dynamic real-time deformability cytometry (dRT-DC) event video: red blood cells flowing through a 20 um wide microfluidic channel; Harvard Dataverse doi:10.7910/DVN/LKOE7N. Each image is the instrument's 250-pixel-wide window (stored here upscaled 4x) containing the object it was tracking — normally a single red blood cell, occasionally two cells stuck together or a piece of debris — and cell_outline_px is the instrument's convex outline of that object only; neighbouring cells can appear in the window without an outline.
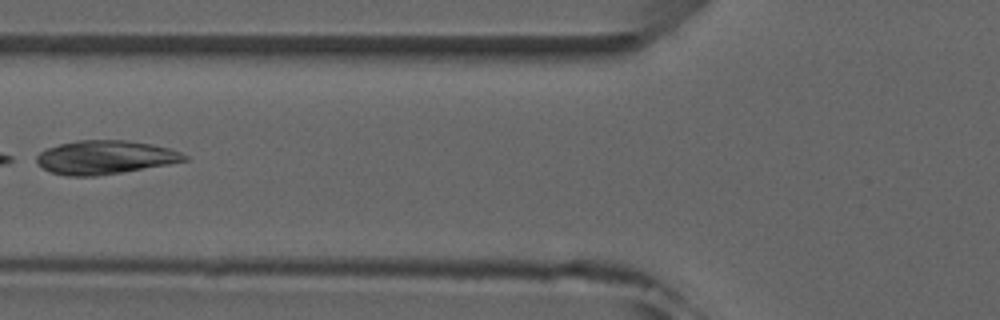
{"species": "common noctule bat (a hibernating species)", "species_latin": "Nyctalus noctula", "temperature_condition": "room temperature", "stored_images_in_passage": 5, "camera_frame_rate_fps": 3000, "um_per_image_px": 0.085, "animal": {"sex": "male", "forearm_length_mm": 52.5}, "frame": {"image": 1, "passage_image": 4, "time_ms": 4.333, "image_size_px": [1000, 320], "cell_outline_px": [[188, 160], [168, 164], [96, 176], [68, 176], [52, 172], [36, 164], [36, 156], [40, 152], [48, 148], [60, 144], [80, 140], [124, 140], [152, 144], [168, 148], [180, 152], [188, 156]], "centroid_in_image_um": [8.92, 13.37], "position_along_channel_um": 116.9, "area_um2": 28.67}}
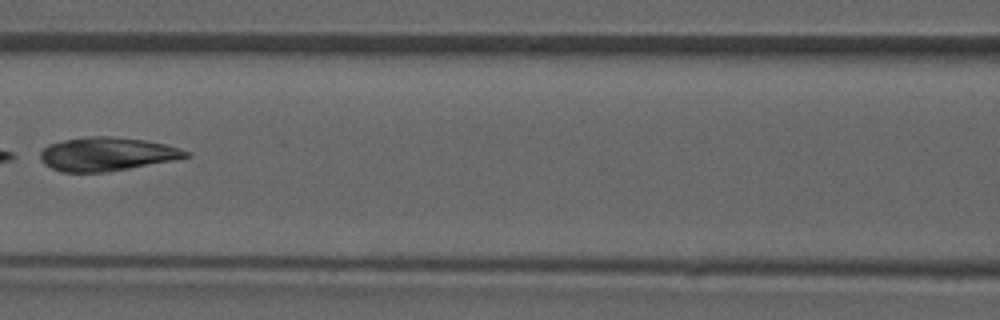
{"frame": {"image": 2, "passage_image": 5, "time_ms": 5.333, "image_size_px": [1000, 320], "cell_outline_px": [[192, 156], [176, 160], [104, 172], [64, 172], [52, 168], [44, 164], [40, 160], [40, 152], [48, 144], [64, 140], [88, 136], [112, 136], [144, 140], [164, 144], [180, 148], [192, 152]], "centroid_in_image_um": [9.11, 13.09], "position_along_channel_um": 157.5, "area_um2": 28.55}}